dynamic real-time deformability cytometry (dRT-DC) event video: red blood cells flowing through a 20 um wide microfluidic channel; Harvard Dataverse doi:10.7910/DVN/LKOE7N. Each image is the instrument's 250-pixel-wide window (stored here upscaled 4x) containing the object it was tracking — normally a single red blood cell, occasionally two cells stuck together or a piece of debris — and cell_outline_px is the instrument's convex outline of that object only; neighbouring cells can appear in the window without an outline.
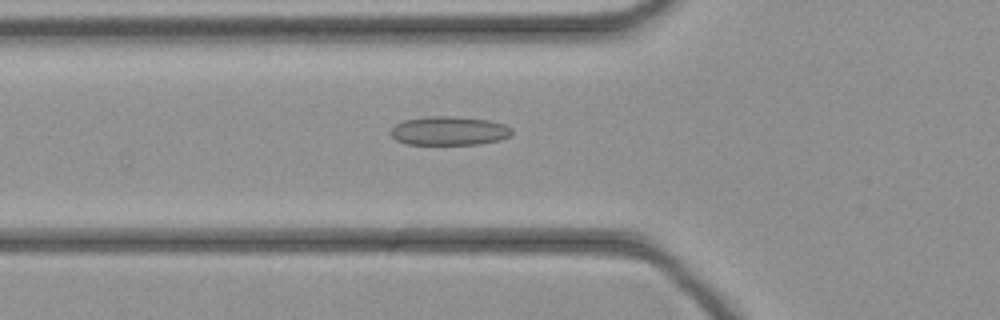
{"species": "common noctule bat (a hibernating species)", "species_latin": "Nyctalus noctula", "temperature_condition": "cold", "stored_images_in_passage": 24, "camera_frame_rate_fps": 3000, "um_per_image_px": 0.085, "animal": {"sex": "female", "body_mass_g": 21.9}, "frame": {"image": 1, "passage_image": 16, "time_ms": 5.0, "image_size_px": [1000, 320], "cell_outline_px": [[512, 136], [500, 140], [480, 144], [408, 144], [396, 140], [388, 132], [396, 124], [404, 120], [428, 116], [452, 116], [488, 120], [504, 124], [512, 128]], "centroid_in_image_um": [38.19, 11.12], "position_along_channel_um": 87.6, "area_um2": 20.46}}
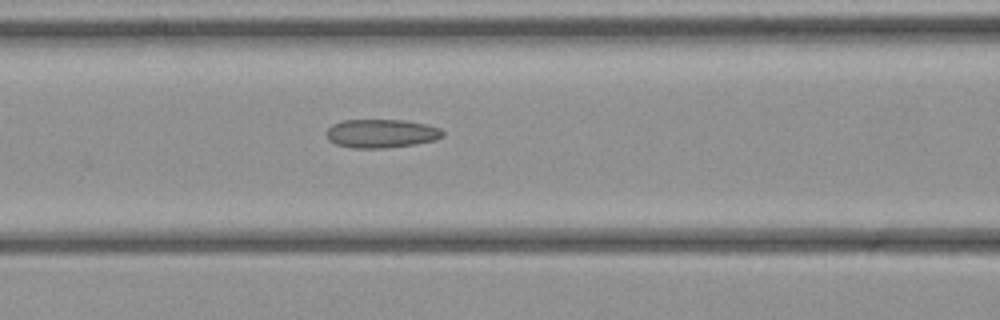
{"frame": {"image": 2, "passage_image": 19, "time_ms": 6.0, "image_size_px": [1000, 320], "cell_outline_px": [[444, 136], [436, 140], [416, 144], [384, 148], [352, 148], [336, 144], [328, 140], [324, 132], [332, 124], [344, 120], [404, 120], [428, 124], [440, 128], [444, 132]], "centroid_in_image_um": [32.41, 11.34], "position_along_channel_um": 134.2, "area_um2": 19.65}}
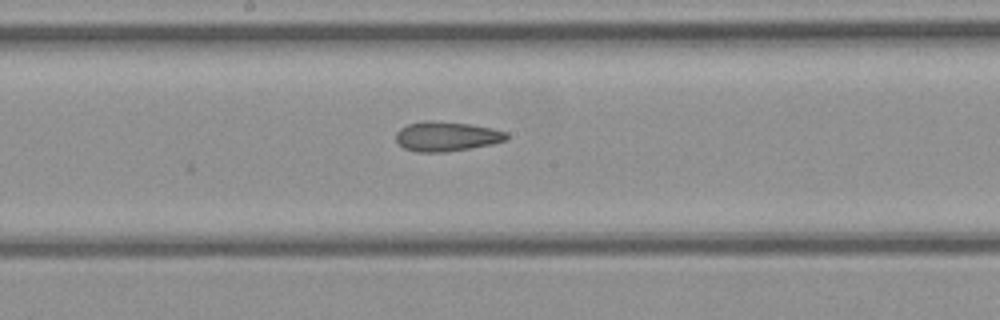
{"frame": {"image": 3, "passage_image": 24, "time_ms": 7.667, "image_size_px": [1000, 320], "cell_outline_px": [[508, 140], [492, 144], [444, 152], [416, 152], [404, 148], [396, 140], [396, 132], [400, 128], [408, 124], [424, 120], [432, 120], [468, 124], [492, 128], [508, 132]], "centroid_in_image_um": [37.95, 11.58], "position_along_channel_um": 210.2, "area_um2": 19.13}}